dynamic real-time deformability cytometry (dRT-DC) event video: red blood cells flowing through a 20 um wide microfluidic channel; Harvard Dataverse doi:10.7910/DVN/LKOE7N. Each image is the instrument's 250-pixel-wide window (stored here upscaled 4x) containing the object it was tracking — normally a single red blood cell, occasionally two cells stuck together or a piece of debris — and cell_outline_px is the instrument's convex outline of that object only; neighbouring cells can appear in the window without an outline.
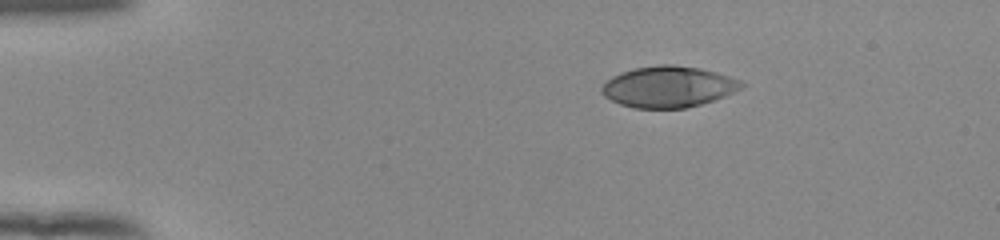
{"species": "human", "species_latin": "Homo sapiens", "temperature_condition": "room temperature", "stored_images_in_passage": 45, "camera_frame_rate_fps": 3000, "um_per_image_px": 0.085, "donor": {"sex": "female"}, "frame": {"image": 1, "passage_image": 1, "time_ms": 0.0, "image_size_px": [1000, 240], "cell_outline_px": [[748, 84], [724, 96], [700, 104], [684, 108], [632, 108], [620, 104], [604, 96], [600, 92], [600, 88], [612, 76], [620, 72], [636, 68], [660, 64], [672, 64], [700, 68], [716, 72], [740, 80]], "centroid_in_image_um": [56.79, 7.37], "position_along_channel_um": 28.2, "area_um2": 33.41}}
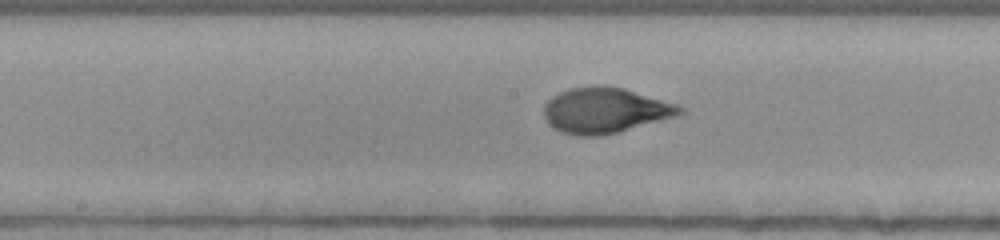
{"frame": {"image": 2, "passage_image": 20, "time_ms": 6.333, "image_size_px": [1000, 240], "cell_outline_px": [[684, 112], [676, 116], [616, 132], [600, 136], [576, 136], [560, 132], [548, 124], [544, 116], [544, 104], [552, 96], [568, 88], [624, 88], [680, 104], [684, 108]], "centroid_in_image_um": [51.44, 9.41], "position_along_channel_um": 196.8, "area_um2": 35.55}}
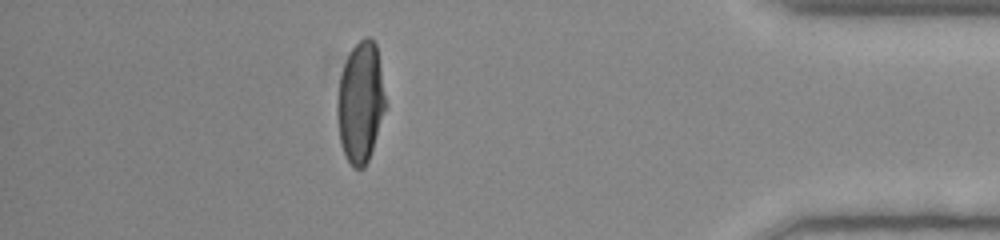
{"frame": {"image": 3, "passage_image": 39, "time_ms": 12.667, "image_size_px": [1000, 240], "cell_outline_px": [[388, 104], [368, 160], [364, 168], [352, 168], [340, 144], [336, 112], [336, 104], [340, 72], [352, 48], [364, 36], [368, 36], [376, 44]], "centroid_in_image_um": [30.65, 8.69], "position_along_channel_um": 404.6, "area_um2": 34.45}, "authors_computed_cell_mechanics": {"area_um2": 34.8534, "velocity_mm_per_s": 3.8833, "shape_relaxation_time_tau1_ms": 4.5975, "shape_relaxation_time_tau2_ms": null, "deformation_change_tau1": 0.2341, "deformation_change_tau2": null}}